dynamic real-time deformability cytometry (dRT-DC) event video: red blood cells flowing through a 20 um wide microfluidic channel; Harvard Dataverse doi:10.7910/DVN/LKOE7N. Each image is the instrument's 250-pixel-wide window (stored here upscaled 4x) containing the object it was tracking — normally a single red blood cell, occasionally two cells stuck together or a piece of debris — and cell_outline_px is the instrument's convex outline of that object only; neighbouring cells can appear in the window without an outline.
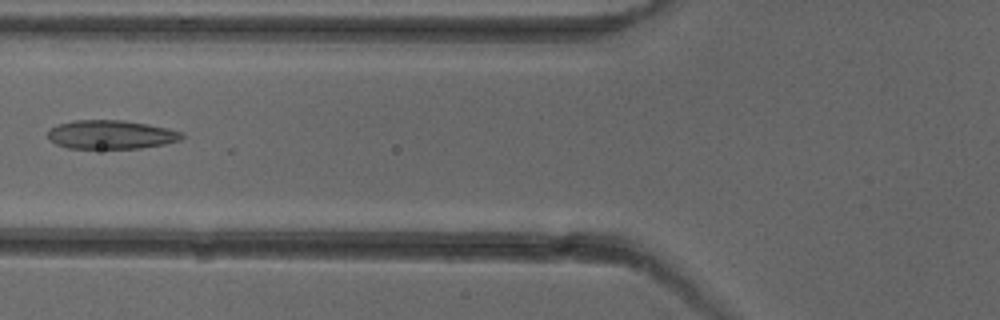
{"species": "common noctule bat (a hibernating species)", "species_latin": "Nyctalus noctula", "temperature_condition": "cold", "stored_images_in_passage": 5, "camera_frame_rate_fps": 3000, "um_per_image_px": 0.085, "animal": {"sex": "female"}, "frame": {"image": 1, "passage_image": 5, "time_ms": 5.667, "image_size_px": [1000, 320], "cell_outline_px": [[184, 136], [180, 140], [164, 144], [140, 148], [68, 148], [56, 144], [48, 140], [48, 132], [52, 128], [60, 124], [76, 120], [124, 120], [148, 124], [168, 128], [184, 132]], "centroid_in_image_um": [9.46, 11.44], "position_along_channel_um": 116.3, "area_um2": 22.43}}